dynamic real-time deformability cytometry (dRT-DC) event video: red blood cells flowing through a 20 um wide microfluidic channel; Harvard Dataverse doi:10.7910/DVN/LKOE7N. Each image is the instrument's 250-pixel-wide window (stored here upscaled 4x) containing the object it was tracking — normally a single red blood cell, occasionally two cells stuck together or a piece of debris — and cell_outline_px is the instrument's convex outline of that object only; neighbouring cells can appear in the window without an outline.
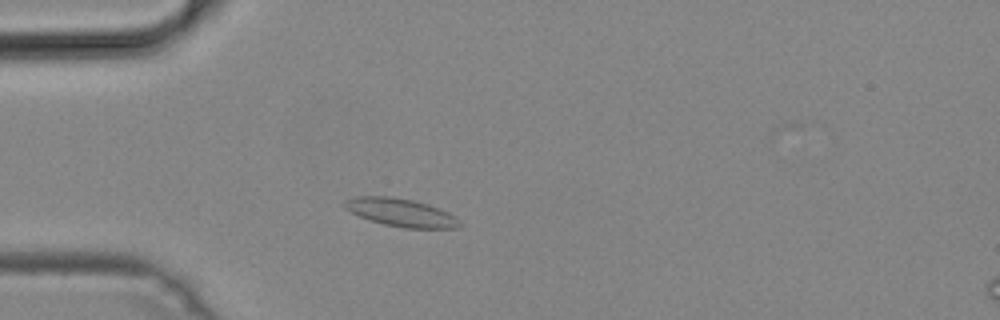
{"species": "common noctule bat (a hibernating species)", "species_latin": "Nyctalus noctula", "temperature_condition": "cold", "stored_images_in_passage": 48, "camera_frame_rate_fps": 3000, "um_per_image_px": 0.085, "animal": {"sex": "male", "body_mass_g": 19.2, "forearm_length_mm": 51.8}, "frame": {"image": 1, "passage_image": 10, "time_ms": 3.0, "image_size_px": [1000, 320], "cell_outline_px": [[460, 224], [456, 228], [404, 228], [384, 224], [368, 220], [344, 208], [344, 200], [356, 196], [392, 196], [412, 200], [428, 204], [448, 212], [456, 216]], "centroid_in_image_um": [34.05, 18.06], "position_along_channel_um": 50.9, "area_um2": 18.73}}
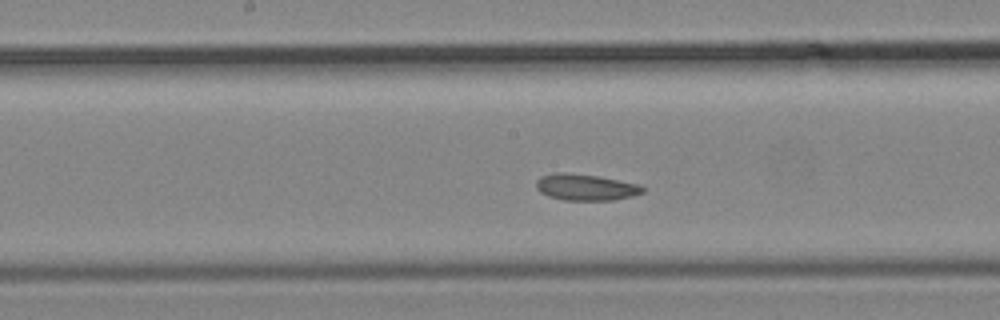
{"frame": {"image": 2, "passage_image": 22, "time_ms": 7.0, "image_size_px": [1000, 320], "cell_outline_px": [[644, 192], [632, 196], [612, 200], [564, 200], [548, 196], [540, 192], [536, 188], [536, 180], [540, 176], [556, 172], [568, 172], [596, 176], [640, 184], [644, 188]], "centroid_in_image_um": [49.75, 15.91], "position_along_channel_um": 198.4, "area_um2": 16.42}}
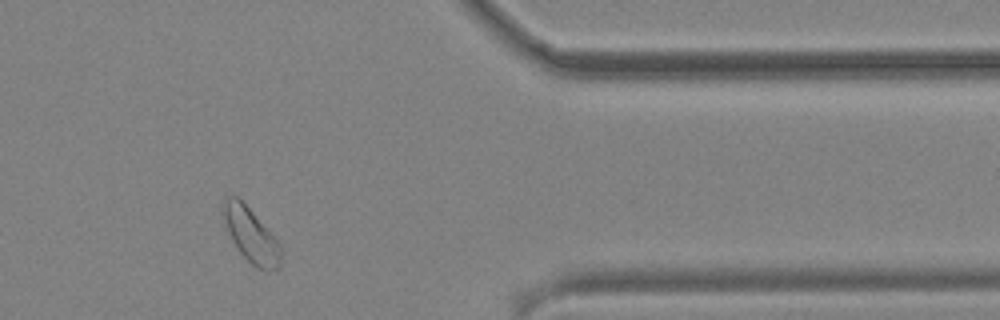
{"frame": {"image": 3, "passage_image": 38, "time_ms": 12.333, "image_size_px": [1000, 320], "cell_outline_px": [[280, 268], [268, 272], [256, 268], [240, 252], [232, 240], [228, 232], [224, 216], [224, 196], [236, 196], [252, 212], [280, 244]], "centroid_in_image_um": [21.35, 20.04], "position_along_channel_um": 390.1, "area_um2": 17.69}}